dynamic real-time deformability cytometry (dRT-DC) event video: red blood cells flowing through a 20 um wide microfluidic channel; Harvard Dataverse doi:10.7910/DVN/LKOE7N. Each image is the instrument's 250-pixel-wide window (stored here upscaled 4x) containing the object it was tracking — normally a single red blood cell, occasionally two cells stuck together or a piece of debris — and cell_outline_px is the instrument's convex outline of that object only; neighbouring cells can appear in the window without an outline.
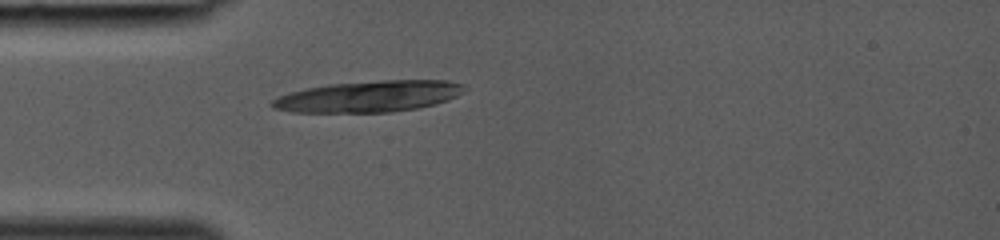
{"species": "common noctule bat (a hibernating species)", "species_latin": "Nyctalus noctula", "temperature_condition": "room temperature", "stored_images_in_passage": 28, "camera_frame_rate_fps": 3000, "um_per_image_px": 0.085, "animal": {"sex": "female", "body_mass_g": 19.0, "forearm_length_mm": 53.3}, "frame": {"image": 1, "passage_image": 1, "time_ms": 0.0, "image_size_px": [1000, 240], "cell_outline_px": [[468, 88], [464, 92], [448, 100], [436, 104], [420, 108], [392, 112], [292, 112], [272, 108], [268, 104], [272, 100], [288, 92], [304, 88], [328, 84], [380, 80], [448, 80], [464, 84]], "centroid_in_image_um": [31.37, 8.19], "position_along_channel_um": 53.6, "area_um2": 35.49}}